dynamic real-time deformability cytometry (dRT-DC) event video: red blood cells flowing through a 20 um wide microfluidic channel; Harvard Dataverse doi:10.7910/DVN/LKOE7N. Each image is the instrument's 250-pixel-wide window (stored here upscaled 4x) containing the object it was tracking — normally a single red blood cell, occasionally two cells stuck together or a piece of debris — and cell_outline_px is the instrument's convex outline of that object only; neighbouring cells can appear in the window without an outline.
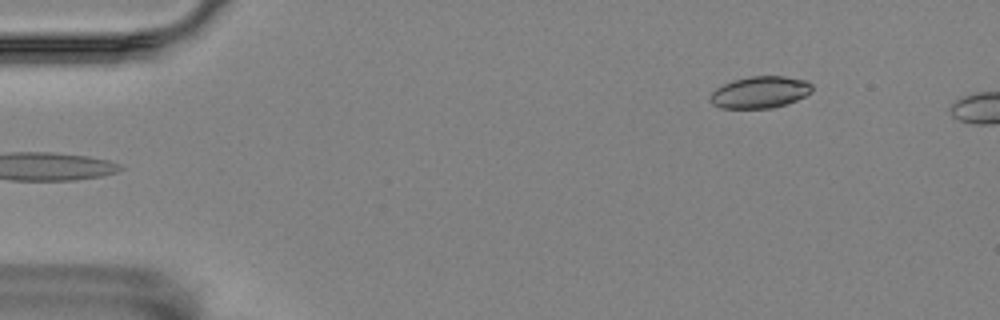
{"species": "Egyptian fruit bat (a non-hibernating species)", "species_latin": "Rousettus aegyptiacus", "temperature_condition": "room temperature", "stored_images_in_passage": 5, "camera_frame_rate_fps": 3000, "um_per_image_px": 0.085, "animal": {"sex": "female"}, "frame": {"image": 1, "passage_image": 5, "time_ms": 1.333, "image_size_px": [1000, 320], "cell_outline_px": [[812, 92], [796, 100], [772, 108], [720, 108], [712, 104], [708, 96], [716, 88], [732, 80], [752, 76], [784, 76], [804, 80], [812, 84]], "centroid_in_image_um": [64.57, 7.84], "position_along_channel_um": 20.4, "area_um2": 18.84}}